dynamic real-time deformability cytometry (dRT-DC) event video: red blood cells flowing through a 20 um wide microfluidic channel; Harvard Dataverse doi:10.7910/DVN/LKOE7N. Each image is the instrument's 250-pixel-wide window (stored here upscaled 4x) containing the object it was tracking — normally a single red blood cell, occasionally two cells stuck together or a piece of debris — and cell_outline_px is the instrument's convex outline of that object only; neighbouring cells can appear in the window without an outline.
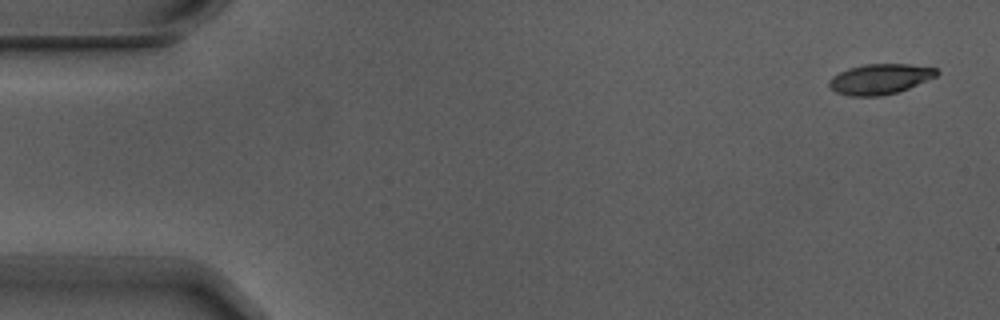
{"species": "Egyptian fruit bat (a non-hibernating species)", "species_latin": "Rousettus aegyptiacus", "temperature_condition": "warm", "stored_images_in_passage": 4, "camera_frame_rate_fps": 3000, "um_per_image_px": 0.085, "animal": {"sex": "male"}, "frame": {"image": 1, "passage_image": 1, "time_ms": 0.0, "image_size_px": [1000, 320], "cell_outline_px": [[940, 72], [936, 76], [908, 88], [896, 92], [880, 96], [848, 96], [836, 92], [828, 88], [828, 80], [832, 76], [848, 68], [864, 64], [908, 64], [936, 68]], "centroid_in_image_um": [74.74, 6.72], "position_along_channel_um": 10.3, "area_um2": 19.02}}